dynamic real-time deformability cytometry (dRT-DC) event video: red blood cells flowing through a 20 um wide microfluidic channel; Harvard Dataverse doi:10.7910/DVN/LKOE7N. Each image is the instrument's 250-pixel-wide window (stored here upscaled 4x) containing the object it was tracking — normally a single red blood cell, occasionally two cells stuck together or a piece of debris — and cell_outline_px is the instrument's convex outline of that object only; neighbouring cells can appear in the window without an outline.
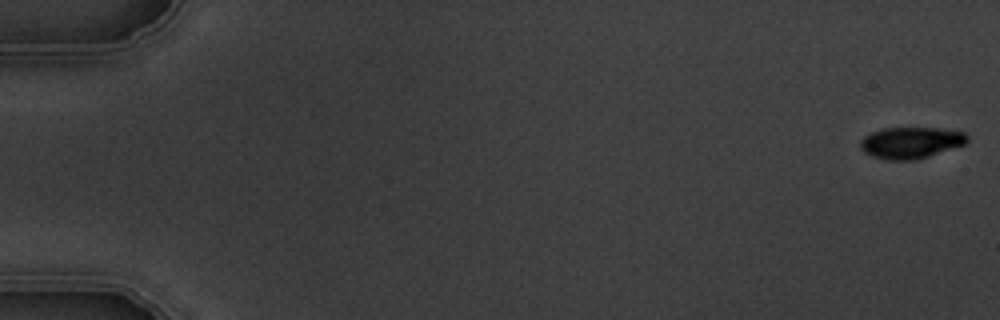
{"species": "common noctule bat (a hibernating species)", "species_latin": "Nyctalus noctula", "temperature_condition": "warm", "stored_images_in_passage": 7, "camera_frame_rate_fps": 3000, "um_per_image_px": 0.085, "animal": {"sex": "male", "body_mass_g": 19.5, "forearm_length_mm": 54.6}, "frame": {"image": 1, "passage_image": 1, "time_ms": 0.0, "image_size_px": [1000, 320], "cell_outline_px": [[968, 140], [964, 144], [916, 160], [888, 160], [872, 156], [864, 152], [860, 148], [860, 140], [864, 136], [872, 132], [884, 128], [936, 128], [964, 132], [968, 136]], "centroid_in_image_um": [77.39, 12.13], "position_along_channel_um": 7.6, "area_um2": 19.42}}
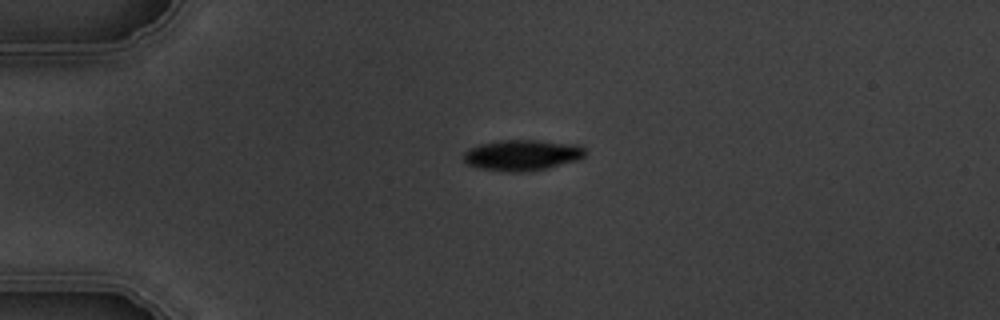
{"frame": {"image": 2, "passage_image": 5, "time_ms": 4.333, "image_size_px": [1000, 320], "cell_outline_px": [[584, 156], [580, 160], [548, 168], [524, 172], [508, 172], [480, 168], [468, 164], [464, 160], [464, 152], [468, 148], [480, 144], [500, 140], [536, 140], [576, 144], [584, 148]], "centroid_in_image_um": [44.39, 13.19], "position_along_channel_um": 40.6, "area_um2": 21.91}}